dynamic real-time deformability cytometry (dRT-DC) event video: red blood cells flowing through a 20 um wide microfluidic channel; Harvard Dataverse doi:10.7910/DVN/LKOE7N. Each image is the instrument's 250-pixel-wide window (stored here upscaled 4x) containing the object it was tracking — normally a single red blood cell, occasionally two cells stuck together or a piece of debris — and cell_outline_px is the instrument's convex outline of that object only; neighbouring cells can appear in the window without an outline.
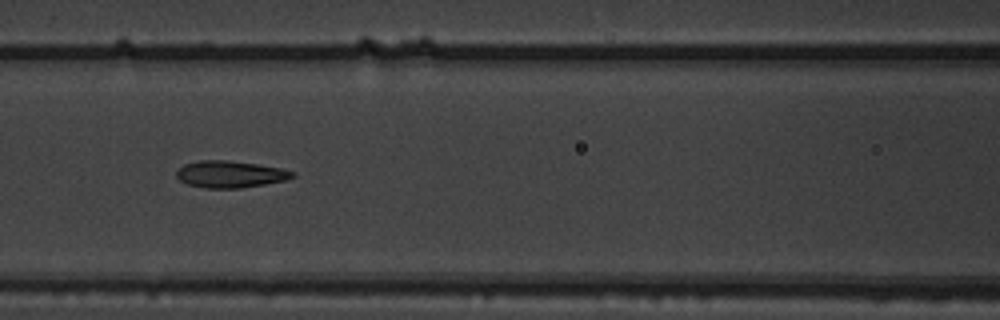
{"species": "common noctule bat (a hibernating species)", "species_latin": "Nyctalus noctula", "temperature_condition": "warm", "stored_images_in_passage": 10, "camera_frame_rate_fps": 3000, "um_per_image_px": 0.085, "animal": {"sex": "male", "body_mass_g": 19.5, "forearm_length_mm": 54.6}, "frame": {"image": 1, "passage_image": 6, "time_ms": 1.667, "image_size_px": [1000, 320], "cell_outline_px": [[296, 176], [284, 180], [264, 184], [240, 188], [204, 188], [188, 184], [180, 180], [176, 176], [176, 168], [184, 164], [200, 160], [228, 160], [256, 164], [280, 168], [296, 172]], "centroid_in_image_um": [19.53, 14.8], "position_along_channel_um": 147.1, "area_um2": 18.15}}
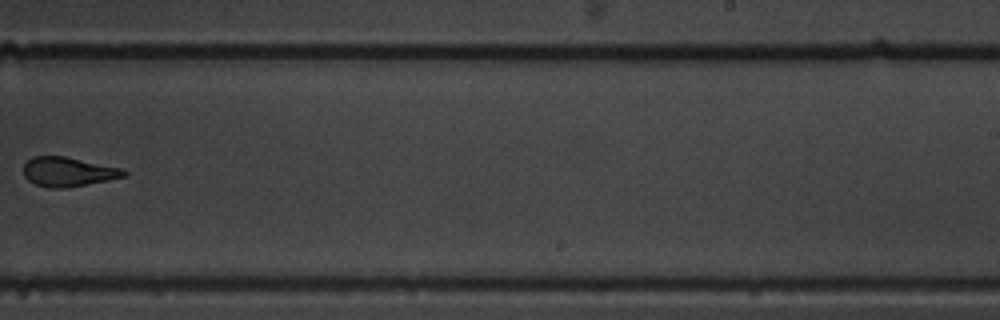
{"frame": {"image": 2, "passage_image": 9, "time_ms": 2.667, "image_size_px": [1000, 320], "cell_outline_px": [[128, 172], [124, 176], [108, 180], [64, 188], [48, 188], [36, 184], [28, 180], [24, 176], [24, 164], [32, 156], [64, 156], [124, 168]], "centroid_in_image_um": [5.79, 14.59], "position_along_channel_um": 283.2, "area_um2": 17.17}}
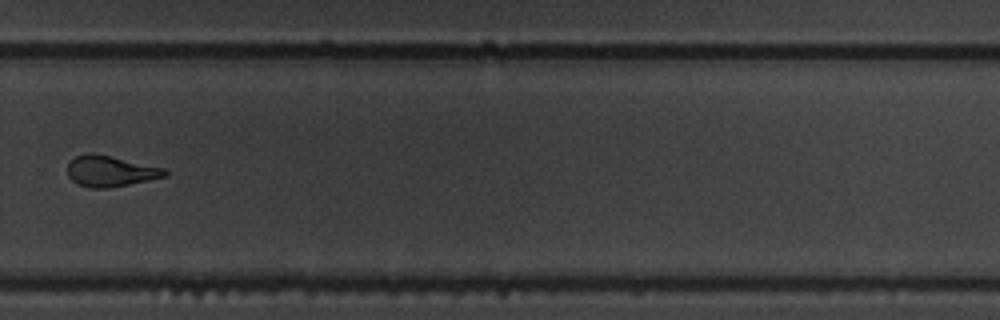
{"frame": {"image": 3, "passage_image": 10, "time_ms": 3.0, "image_size_px": [1000, 320], "cell_outline_px": [[168, 176], [108, 188], [92, 188], [80, 184], [72, 180], [68, 176], [68, 160], [76, 156], [88, 152], [92, 152], [112, 156], [164, 168], [168, 172]], "centroid_in_image_um": [9.37, 14.53], "position_along_channel_um": 320.4, "area_um2": 17.51}}